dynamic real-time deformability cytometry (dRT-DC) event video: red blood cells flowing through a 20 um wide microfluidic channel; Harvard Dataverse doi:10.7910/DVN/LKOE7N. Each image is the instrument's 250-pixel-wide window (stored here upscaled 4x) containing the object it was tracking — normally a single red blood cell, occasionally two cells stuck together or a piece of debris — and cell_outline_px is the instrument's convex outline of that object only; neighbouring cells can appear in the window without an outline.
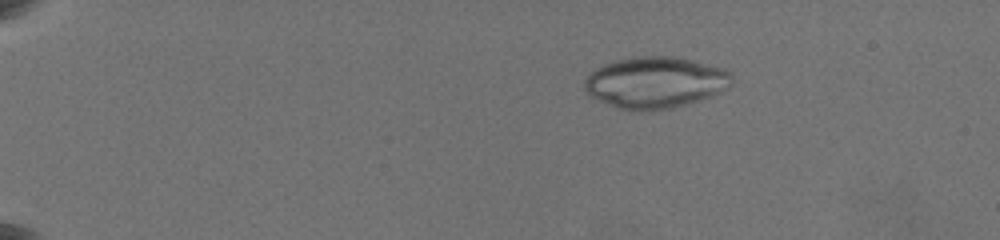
{"species": "common noctule bat (a hibernating species)", "species_latin": "Nyctalus noctula", "temperature_condition": "warm", "stored_images_in_passage": 65, "camera_frame_rate_fps": 3000, "um_per_image_px": 0.085, "animal": {"sex": "female", "body_mass_g": 19.5, "forearm_length_mm": 54.1}, "frame": {"image": 1, "passage_image": 13, "time_ms": 4.0, "image_size_px": [1000, 240], "cell_outline_px": [[732, 84], [728, 88], [712, 96], [700, 100], [672, 108], [620, 108], [588, 96], [584, 88], [584, 80], [596, 68], [604, 64], [616, 60], [636, 56], [680, 56], [724, 68], [732, 76]], "centroid_in_image_um": [55.73, 6.96], "position_along_channel_um": 29.3, "area_um2": 43.81}}
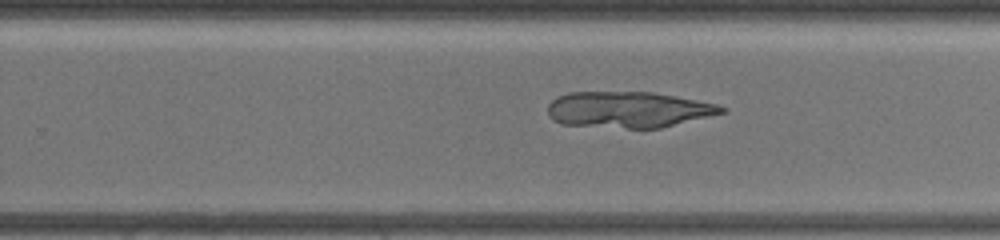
{"frame": {"image": 2, "passage_image": 45, "time_ms": 14.0, "image_size_px": [1000, 240], "cell_outline_px": [[728, 108], [724, 112], [660, 128], [628, 128], [564, 124], [552, 120], [548, 116], [548, 104], [556, 96], [568, 92], [652, 92], [696, 100], [716, 104]], "centroid_in_image_um": [53.36, 9.31], "position_along_channel_um": 276.4, "area_um2": 36.3}}
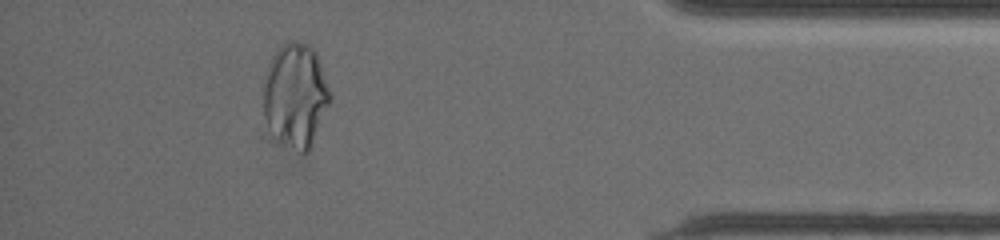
{"frame": {"image": 3, "passage_image": 60, "time_ms": 18.667, "image_size_px": [1000, 240], "cell_outline_px": [[332, 96], [308, 152], [304, 152], [280, 136], [268, 124], [264, 116], [264, 84], [268, 64], [276, 48], [288, 40], [292, 40], [308, 44], [316, 48]], "centroid_in_image_um": [25.15, 7.93], "position_along_channel_um": 410.0, "area_um2": 39.42}}